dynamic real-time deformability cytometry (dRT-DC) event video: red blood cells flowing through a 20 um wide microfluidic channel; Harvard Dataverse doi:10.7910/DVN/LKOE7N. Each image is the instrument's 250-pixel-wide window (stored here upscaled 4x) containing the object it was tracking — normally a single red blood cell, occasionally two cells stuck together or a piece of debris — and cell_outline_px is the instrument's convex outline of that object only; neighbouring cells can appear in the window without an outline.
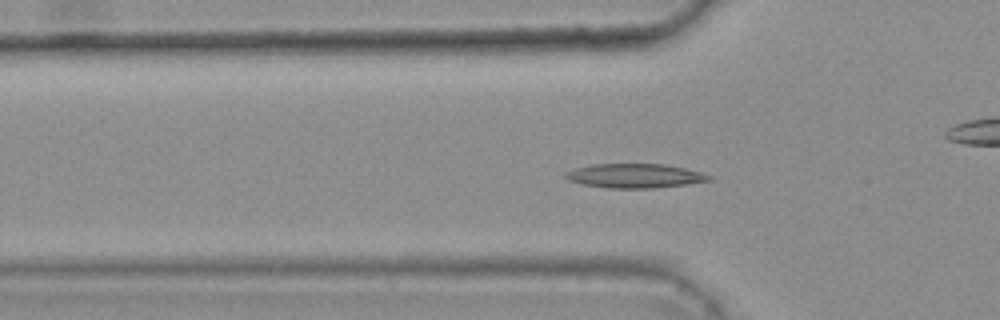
{"species": "common noctule bat (a hibernating species)", "species_latin": "Nyctalus noctula", "temperature_condition": "warm", "stored_images_in_passage": 36, "camera_frame_rate_fps": 3000, "um_per_image_px": 0.085, "animal": {"sex": "female", "body_mass_g": 25.1}, "frame": {"image": 1, "passage_image": 6, "time_ms": 1.667, "image_size_px": [1000, 320], "cell_outline_px": [[712, 180], [688, 184], [652, 188], [608, 188], [580, 184], [568, 180], [564, 176], [568, 172], [576, 168], [592, 164], [660, 164], [684, 168], [700, 172], [712, 176]], "centroid_in_image_um": [53.96, 14.95], "position_along_channel_um": 71.8, "area_um2": 20.11}}
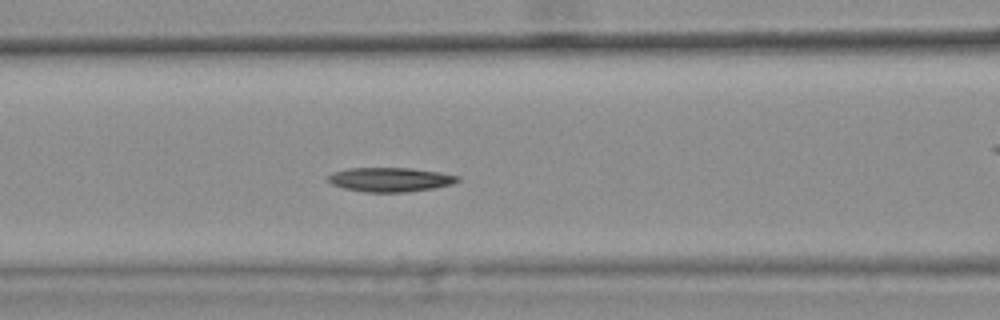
{"frame": {"image": 2, "passage_image": 11, "time_ms": 3.333, "image_size_px": [1000, 320], "cell_outline_px": [[460, 180], [452, 184], [432, 188], [404, 192], [364, 192], [344, 188], [332, 184], [324, 180], [332, 172], [348, 168], [412, 168], [440, 172], [460, 176]], "centroid_in_image_um": [33.13, 15.26], "position_along_channel_um": 133.5, "area_um2": 18.38}}